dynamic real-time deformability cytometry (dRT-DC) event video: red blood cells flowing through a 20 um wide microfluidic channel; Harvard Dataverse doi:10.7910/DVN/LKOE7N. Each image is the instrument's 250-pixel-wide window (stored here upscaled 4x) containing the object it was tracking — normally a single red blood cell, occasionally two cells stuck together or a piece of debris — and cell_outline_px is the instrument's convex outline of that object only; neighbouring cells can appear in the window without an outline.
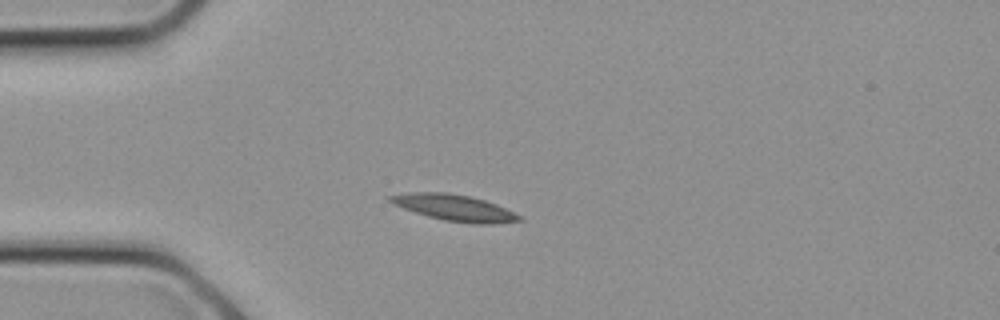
{"species": "common noctule bat (a hibernating species)", "species_latin": "Nyctalus noctula", "temperature_condition": "cold", "stored_images_in_passage": 6, "camera_frame_rate_fps": 3000, "um_per_image_px": 0.085, "animal": {"sex": "female", "body_mass_g": 21.9}, "frame": {"image": 1, "passage_image": 5, "time_ms": 1.333, "image_size_px": [1000, 320], "cell_outline_px": [[524, 220], [492, 224], [472, 224], [444, 220], [428, 216], [404, 208], [388, 200], [384, 196], [408, 192], [448, 192], [468, 196], [484, 200], [496, 204], [524, 216]], "centroid_in_image_um": [38.66, 17.66], "position_along_channel_um": 46.3, "area_um2": 19.83}}